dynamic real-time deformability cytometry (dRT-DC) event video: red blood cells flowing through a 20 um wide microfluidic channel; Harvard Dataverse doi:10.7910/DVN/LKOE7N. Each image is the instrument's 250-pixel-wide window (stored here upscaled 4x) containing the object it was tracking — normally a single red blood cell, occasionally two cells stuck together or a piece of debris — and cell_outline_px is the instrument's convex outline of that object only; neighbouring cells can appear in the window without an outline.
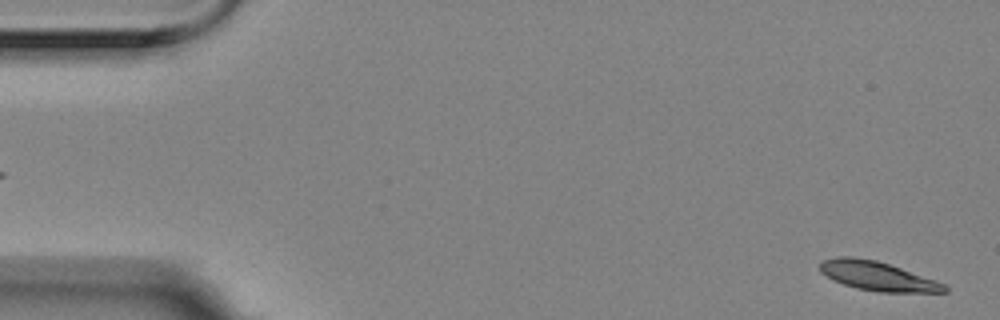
{"species": "Egyptian fruit bat (a non-hibernating species)", "species_latin": "Rousettus aegyptiacus", "temperature_condition": "room temperature", "stored_images_in_passage": 5, "segment_of_instrument_passage": [2, 2], "camera_frame_rate_fps": 3000, "um_per_image_px": 0.085, "animal": {"sex": "female"}, "frame": {"image": 1, "passage_image": 5, "time_ms": 1.333, "image_size_px": [1000, 320], "cell_outline_px": [[948, 292], [876, 292], [856, 288], [832, 280], [820, 272], [820, 264], [824, 260], [840, 256], [852, 256], [876, 260], [936, 280], [944, 284], [948, 288]], "centroid_in_image_um": [74.57, 23.47], "position_along_channel_um": 10.4, "area_um2": 21.04}}